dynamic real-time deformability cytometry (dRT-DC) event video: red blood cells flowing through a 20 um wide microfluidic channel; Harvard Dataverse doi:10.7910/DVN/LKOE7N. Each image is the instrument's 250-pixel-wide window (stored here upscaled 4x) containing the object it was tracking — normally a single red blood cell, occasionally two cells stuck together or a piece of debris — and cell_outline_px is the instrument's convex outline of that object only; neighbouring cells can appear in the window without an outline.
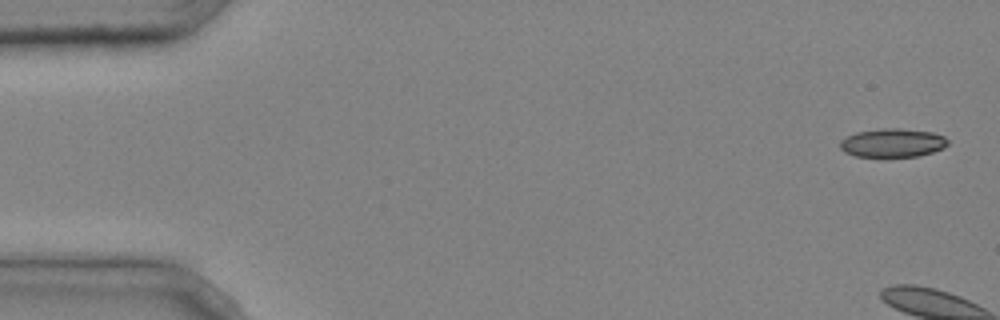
{"species": "common noctule bat (a hibernating species)", "species_latin": "Nyctalus noctula", "temperature_condition": "cold", "stored_images_in_passage": 5, "camera_frame_rate_fps": 3000, "um_per_image_px": 0.085, "animal": {"sex": "male", "body_mass_g": 20.4}, "frame": {"image": 1, "passage_image": 1, "time_ms": 0.0, "image_size_px": [1000, 320], "cell_outline_px": [[948, 144], [944, 148], [920, 156], [888, 160], [856, 156], [844, 152], [840, 148], [840, 140], [856, 132], [884, 128], [900, 128], [932, 132], [944, 136], [948, 140]], "centroid_in_image_um": [75.86, 12.2], "position_along_channel_um": 9.1, "area_um2": 18.84}}
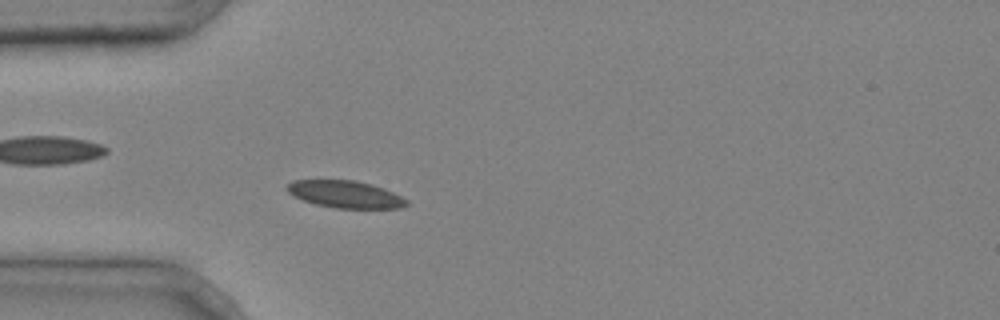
{"frame": {"image": 2, "passage_image": 5, "time_ms": 1.333, "image_size_px": [1000, 320], "cell_outline_px": [[408, 204], [400, 208], [336, 208], [316, 204], [304, 200], [288, 192], [284, 188], [292, 180], [356, 180], [372, 184], [384, 188], [408, 200]], "centroid_in_image_um": [29.35, 16.5], "position_along_channel_um": 55.6, "area_um2": 18.84}}